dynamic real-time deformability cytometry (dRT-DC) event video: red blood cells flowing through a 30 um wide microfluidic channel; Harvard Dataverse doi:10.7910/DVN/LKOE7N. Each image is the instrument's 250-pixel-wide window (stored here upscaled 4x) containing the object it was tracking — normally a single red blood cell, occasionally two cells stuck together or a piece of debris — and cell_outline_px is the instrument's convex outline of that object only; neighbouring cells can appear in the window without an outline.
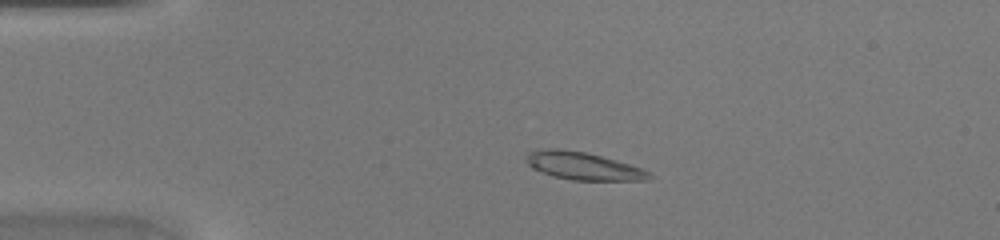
{"species": "common noctule bat (a hibernating species)", "species_latin": "Nyctalus noctula", "temperature_condition": "warm", "stored_images_in_passage": 44, "camera_frame_rate_fps": 3000, "um_per_image_px": 0.085, "animal": {"sex": "female", "body_mass_g": 20.0, "forearm_length_mm": 54.0}, "frame": {"image": 1, "passage_image": 9, "time_ms": 2.667, "image_size_px": [1000, 240], "cell_outline_px": [[652, 176], [648, 180], [572, 180], [552, 176], [532, 168], [524, 160], [524, 156], [528, 152], [548, 148], [560, 148], [584, 152], [616, 160], [640, 168], [648, 172]], "centroid_in_image_um": [49.49, 14.1], "position_along_channel_um": 35.5, "area_um2": 19.71}}
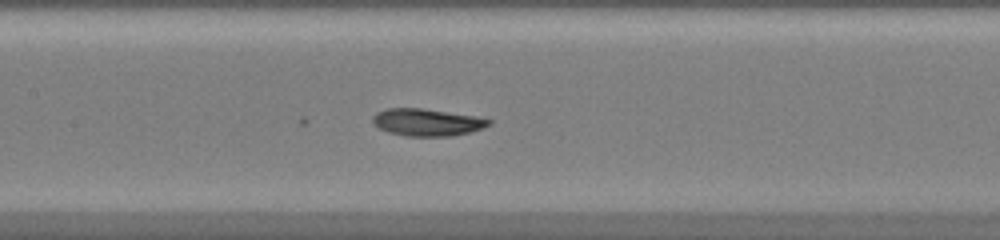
{"frame": {"image": 2, "passage_image": 21, "time_ms": 6.667, "image_size_px": [1000, 240], "cell_outline_px": [[492, 124], [484, 128], [452, 136], [404, 136], [388, 132], [380, 128], [372, 120], [372, 116], [376, 112], [388, 108], [420, 108], [476, 116], [492, 120]], "centroid_in_image_um": [36.31, 10.39], "position_along_channel_um": 171.1, "area_um2": 18.38}}
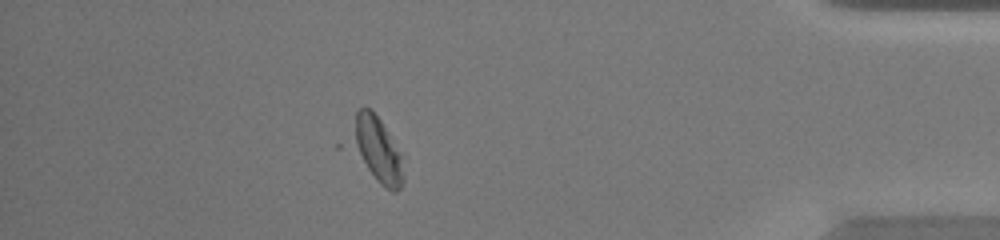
{"frame": {"image": 3, "passage_image": 39, "time_ms": 12.667, "image_size_px": [1000, 240], "cell_outline_px": [[404, 180], [400, 188], [396, 192], [392, 192], [380, 184], [376, 180], [348, 144], [356, 108], [364, 104], [372, 108], [380, 120], [400, 156]], "centroid_in_image_um": [31.96, 12.64], "position_along_channel_um": 403.2, "area_um2": 19.77}}